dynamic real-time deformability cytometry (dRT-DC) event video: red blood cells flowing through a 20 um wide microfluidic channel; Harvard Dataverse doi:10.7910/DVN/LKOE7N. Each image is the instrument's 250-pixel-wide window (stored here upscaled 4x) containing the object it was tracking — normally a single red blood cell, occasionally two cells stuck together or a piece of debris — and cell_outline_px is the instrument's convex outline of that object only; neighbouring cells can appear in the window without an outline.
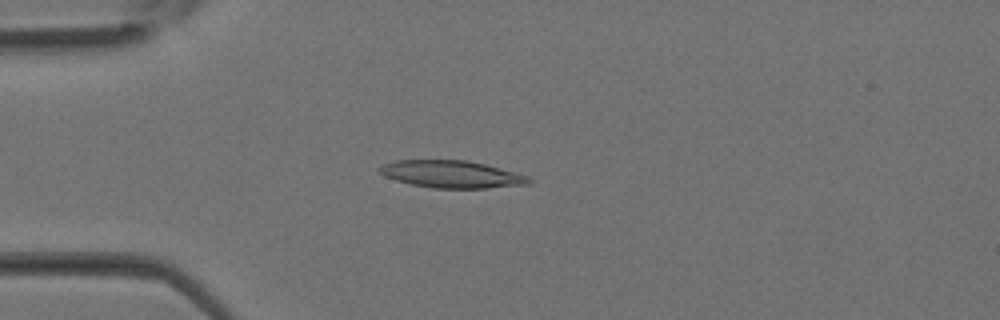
{"species": "Egyptian fruit bat (a non-hibernating species)", "species_latin": "Rousettus aegyptiacus", "temperature_condition": "room temperature", "stored_images_in_passage": 35, "camera_frame_rate_fps": 3000, "um_per_image_px": 0.085, "animal": {"sex": "female"}, "frame": {"image": 1, "passage_image": 9, "time_ms": 2.667, "image_size_px": [1000, 320], "cell_outline_px": [[536, 180], [532, 184], [488, 188], [432, 188], [412, 184], [396, 180], [384, 176], [376, 168], [384, 164], [396, 160], [468, 160], [500, 168], [528, 176]], "centroid_in_image_um": [38.43, 14.81], "position_along_channel_um": 46.6, "area_um2": 23.87}}
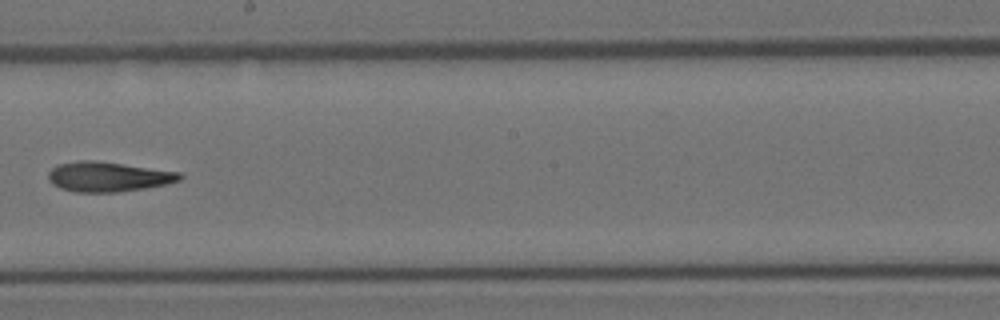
{"frame": {"image": 2, "passage_image": 20, "time_ms": 6.333, "image_size_px": [1000, 320], "cell_outline_px": [[184, 176], [180, 180], [164, 184], [144, 188], [120, 192], [76, 192], [60, 188], [52, 184], [48, 180], [48, 172], [56, 164], [80, 160], [96, 160], [180, 172]], "centroid_in_image_um": [9.15, 15.01], "position_along_channel_um": 239.0, "area_um2": 22.95}}
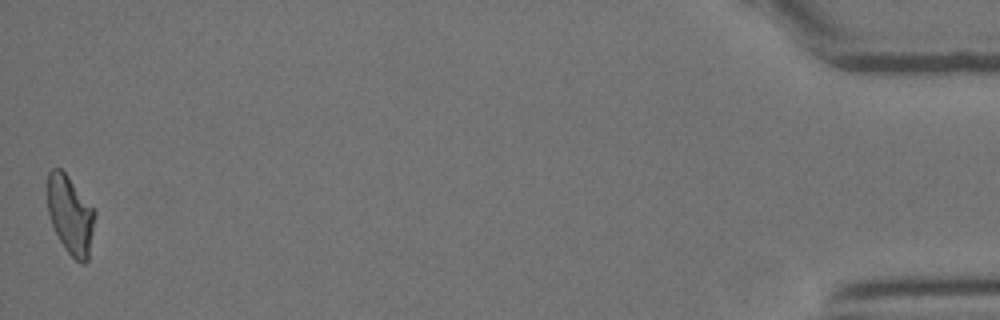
{"frame": {"image": 3, "passage_image": 35, "time_ms": 11.333, "image_size_px": [1000, 320], "cell_outline_px": [[96, 212], [88, 260], [84, 264], [80, 264], [64, 248], [52, 224], [48, 212], [48, 172], [52, 168], [60, 168], [68, 176]], "centroid_in_image_um": [5.99, 18.29], "position_along_channel_um": 429.2, "area_um2": 21.39}}